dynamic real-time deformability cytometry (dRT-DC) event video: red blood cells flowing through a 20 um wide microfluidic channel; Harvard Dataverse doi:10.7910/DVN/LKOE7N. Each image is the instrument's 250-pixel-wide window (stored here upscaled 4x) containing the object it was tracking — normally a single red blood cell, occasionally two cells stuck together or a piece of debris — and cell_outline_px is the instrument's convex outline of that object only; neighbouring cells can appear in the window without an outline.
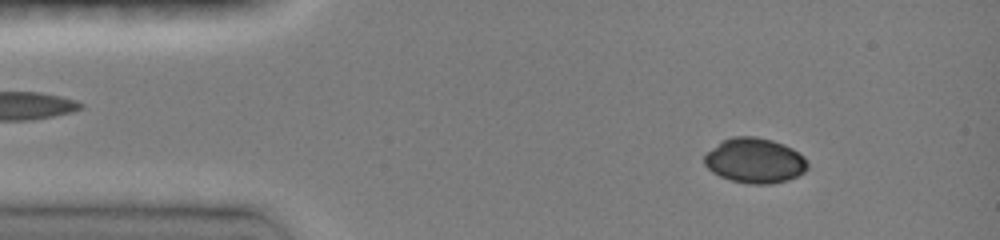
{"species": "common noctule bat (a hibernating species)", "species_latin": "Nyctalus noctula", "temperature_condition": "room temperature", "stored_images_in_passage": 15, "camera_frame_rate_fps": 3000, "um_per_image_px": 0.085, "animal": {"sex": "female", "body_mass_g": 19.0, "forearm_length_mm": 51.5}, "frame": {"image": 1, "passage_image": 2, "time_ms": 0.667, "image_size_px": [1000, 240], "cell_outline_px": [[808, 168], [804, 172], [788, 180], [772, 184], [752, 184], [732, 180], [720, 176], [712, 172], [704, 164], [704, 156], [720, 140], [732, 136], [756, 136], [772, 140], [784, 144], [792, 148], [804, 156], [808, 160]], "centroid_in_image_um": [64.17, 13.64], "position_along_channel_um": 20.8, "area_um2": 27.28}}
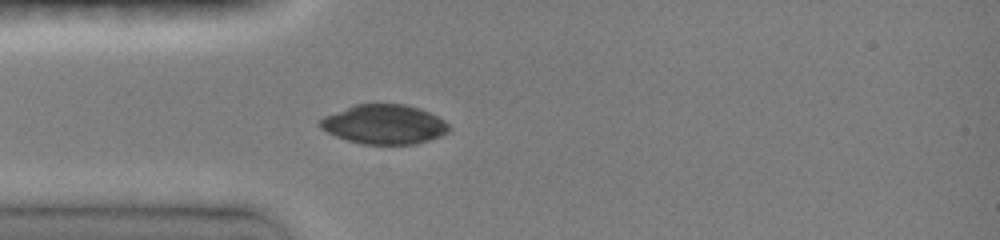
{"frame": {"image": 2, "passage_image": 8, "time_ms": 3.0, "image_size_px": [1000, 240], "cell_outline_px": [[448, 132], [440, 136], [416, 144], [360, 144], [336, 136], [320, 128], [320, 120], [324, 116], [356, 104], [404, 104], [420, 108], [444, 120], [448, 124]], "centroid_in_image_um": [32.66, 10.57], "position_along_channel_um": 52.3, "area_um2": 29.36}}
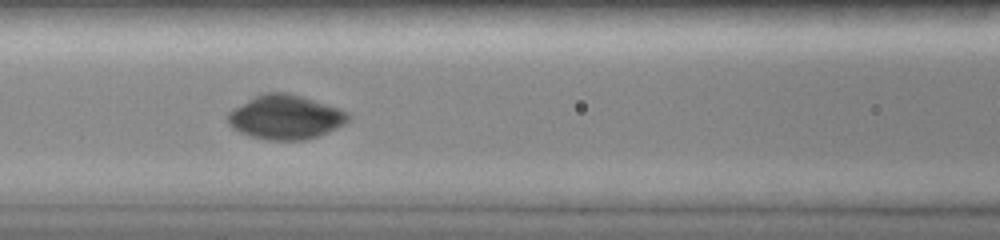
{"frame": {"image": 3, "passage_image": 12, "time_ms": 5.333, "image_size_px": [1000, 240], "cell_outline_px": [[352, 116], [344, 124], [328, 132], [304, 140], [268, 140], [252, 136], [240, 132], [232, 128], [228, 124], [228, 112], [232, 108], [252, 96], [264, 92], [288, 92], [340, 108], [348, 112]], "centroid_in_image_um": [24.24, 9.94], "position_along_channel_um": 142.4, "area_um2": 31.21}}